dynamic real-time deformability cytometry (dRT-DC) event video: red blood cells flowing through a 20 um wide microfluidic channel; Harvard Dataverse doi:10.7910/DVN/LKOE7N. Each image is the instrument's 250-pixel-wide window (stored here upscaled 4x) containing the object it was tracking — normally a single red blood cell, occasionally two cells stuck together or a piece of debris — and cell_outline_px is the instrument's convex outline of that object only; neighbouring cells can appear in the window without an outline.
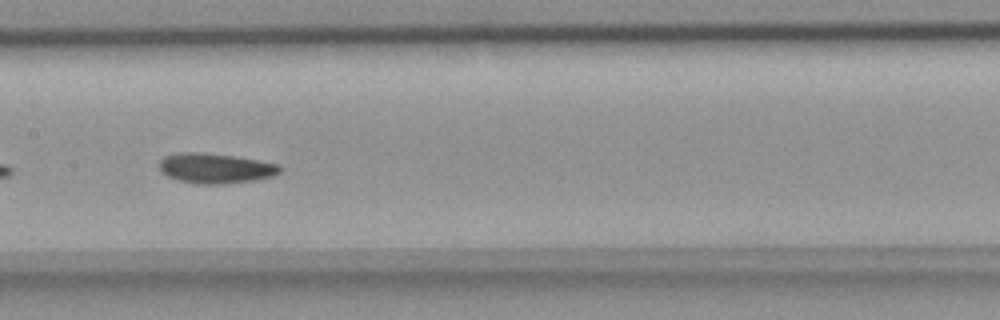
{"species": "common noctule bat (a hibernating species)", "species_latin": "Nyctalus noctula", "temperature_condition": "room temperature", "stored_images_in_passage": 53, "camera_frame_rate_fps": 3000, "um_per_image_px": 0.085, "animal": {"sex": "female", "body_mass_g": 18.4}, "frame": {"image": 1, "passage_image": 26, "time_ms": 8.333, "image_size_px": [1000, 320], "cell_outline_px": [[284, 168], [280, 172], [272, 176], [256, 180], [224, 184], [196, 184], [180, 180], [168, 176], [160, 172], [160, 160], [164, 156], [176, 152], [200, 152], [236, 156], [280, 164]], "centroid_in_image_um": [18.33, 14.29], "position_along_channel_um": 189.1, "area_um2": 21.39}}
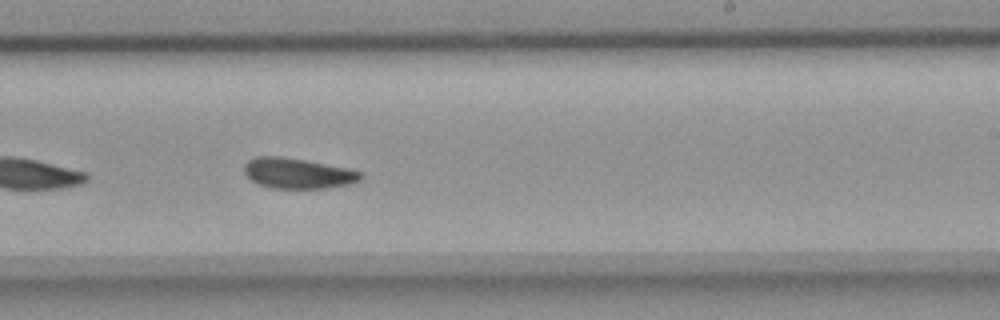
{"frame": {"image": 2, "passage_image": 32, "time_ms": 10.333, "image_size_px": [1000, 320], "cell_outline_px": [[364, 176], [360, 180], [348, 184], [328, 188], [272, 188], [260, 184], [252, 180], [244, 172], [244, 164], [248, 160], [256, 156], [280, 156], [304, 160], [348, 168], [360, 172]], "centroid_in_image_um": [25.31, 14.72], "position_along_channel_um": 263.7, "area_um2": 20.52}}
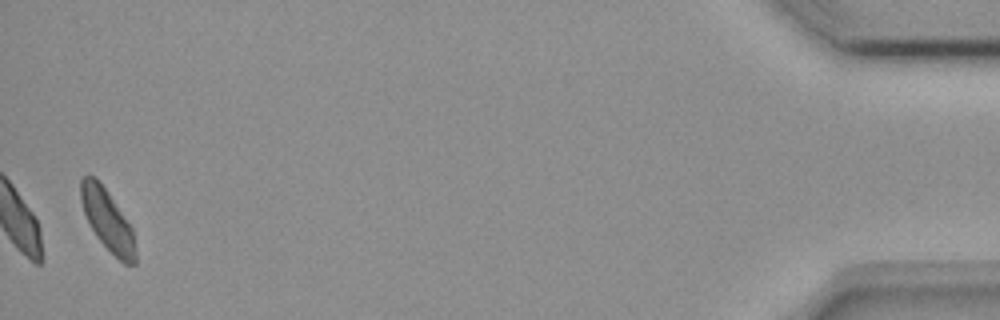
{"frame": {"image": 3, "passage_image": 52, "time_ms": 17.0, "image_size_px": [1000, 320], "cell_outline_px": [[136, 264], [124, 264], [96, 236], [84, 212], [80, 200], [80, 180], [84, 176], [96, 176], [108, 192], [132, 228], [136, 252]], "centroid_in_image_um": [9.13, 18.68], "position_along_channel_um": 426.1, "area_um2": 19.13}, "authors_computed_cell_mechanics": {"area_um2": 20.9814, "velocity_mm_per_s": 3.7437, "shape_relaxation_time_tau1_ms": 11.2667, "shape_relaxation_time_tau2_ms": 5.9197, "deformation_change_tau1": 0.1615, "deformation_change_tau2": 0.11}}